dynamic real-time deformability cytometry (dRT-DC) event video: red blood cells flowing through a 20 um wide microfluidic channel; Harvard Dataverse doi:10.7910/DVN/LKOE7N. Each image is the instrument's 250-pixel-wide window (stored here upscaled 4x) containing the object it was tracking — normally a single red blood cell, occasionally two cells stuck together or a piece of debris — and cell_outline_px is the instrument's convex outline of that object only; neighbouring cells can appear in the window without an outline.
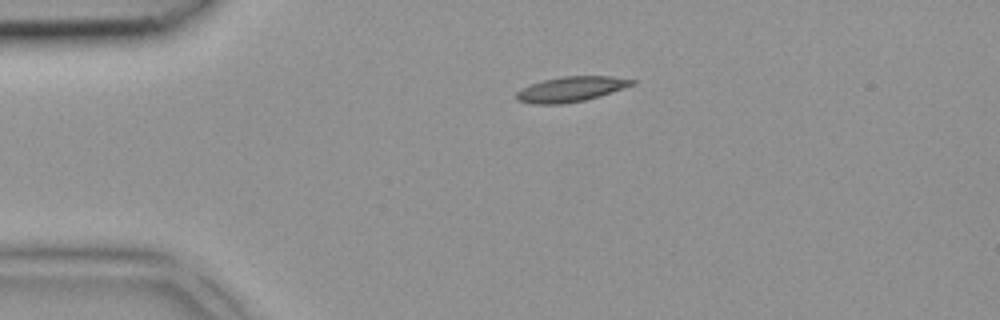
{"species": "common noctule bat (a hibernating species)", "species_latin": "Nyctalus noctula", "temperature_condition": "room temperature", "stored_images_in_passage": 2, "camera_frame_rate_fps": 3000, "um_per_image_px": 0.085, "animal": {"sex": "female", "body_mass_g": 18.4}, "frame": {"image": 1, "passage_image": 1, "time_ms": 0.0, "image_size_px": [1000, 320], "cell_outline_px": [[636, 84], [600, 96], [584, 100], [560, 104], [532, 104], [516, 100], [516, 92], [532, 84], [544, 80], [560, 76], [612, 76], [636, 80]], "centroid_in_image_um": [48.56, 7.57], "position_along_channel_um": 36.4, "area_um2": 16.88}}
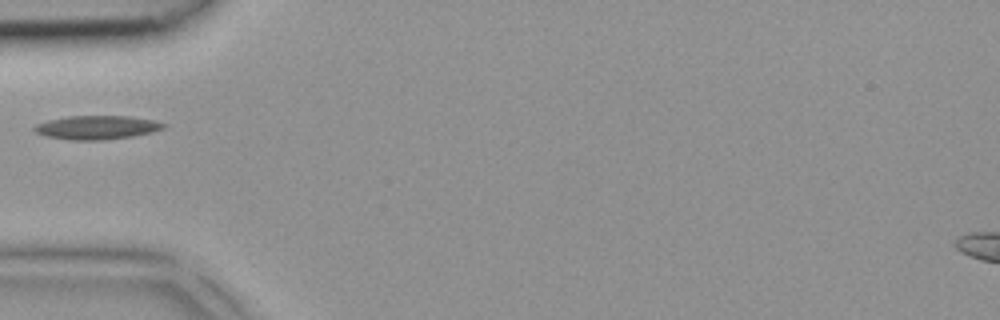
{"frame": {"image": 2, "passage_image": 2, "time_ms": 0.333, "image_size_px": [1000, 320], "cell_outline_px": [[168, 124], [164, 128], [152, 132], [132, 136], [100, 140], [68, 140], [44, 136], [36, 132], [32, 128], [36, 124], [48, 120], [68, 116], [128, 116], [152, 120]], "centroid_in_image_um": [8.2, 10.83], "position_along_channel_um": 76.8, "area_um2": 17.86}}